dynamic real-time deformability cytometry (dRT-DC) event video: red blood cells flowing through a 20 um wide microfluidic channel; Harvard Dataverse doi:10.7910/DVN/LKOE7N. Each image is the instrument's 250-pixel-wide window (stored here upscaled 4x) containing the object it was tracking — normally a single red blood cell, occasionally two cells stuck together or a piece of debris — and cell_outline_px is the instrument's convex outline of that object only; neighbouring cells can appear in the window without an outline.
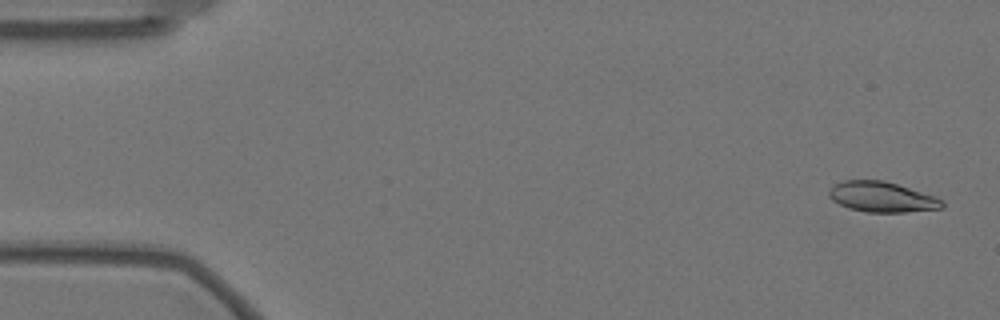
{"species": "Egyptian fruit bat (a non-hibernating species)", "species_latin": "Rousettus aegyptiacus", "temperature_condition": "warm", "stored_images_in_passage": 58, "camera_frame_rate_fps": 3000, "um_per_image_px": 0.085, "animal": {"sex": "female"}, "frame": {"image": 1, "passage_image": 2, "time_ms": 0.333, "image_size_px": [1000, 320], "cell_outline_px": [[944, 208], [904, 212], [864, 212], [848, 208], [832, 200], [828, 196], [828, 188], [832, 184], [844, 180], [884, 180], [936, 196], [944, 200]], "centroid_in_image_um": [74.94, 16.73], "position_along_channel_um": 10.1, "area_um2": 20.29}}
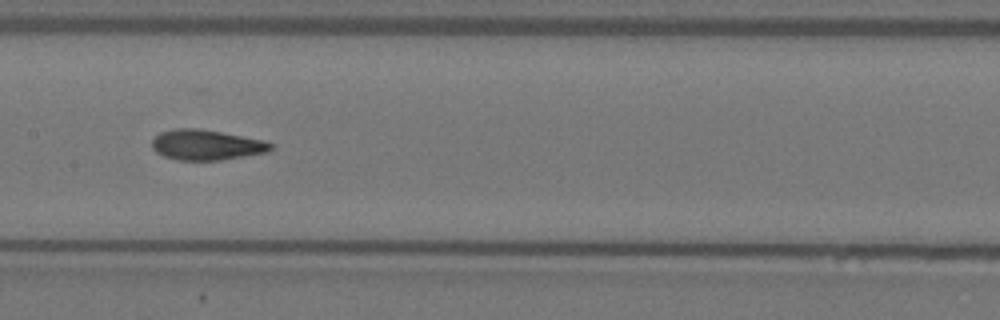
{"frame": {"image": 2, "passage_image": 28, "time_ms": 9.0, "image_size_px": [1000, 320], "cell_outline_px": [[272, 148], [268, 152], [220, 160], [176, 160], [164, 156], [156, 152], [152, 148], [152, 140], [160, 132], [176, 128], [196, 128], [220, 132], [264, 140], [272, 144]], "centroid_in_image_um": [17.52, 12.32], "position_along_channel_um": 189.9, "area_um2": 20.87}}
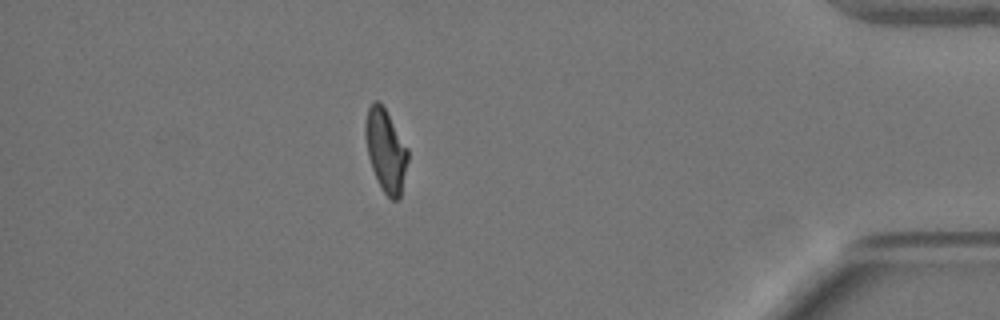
{"frame": {"image": 3, "passage_image": 50, "time_ms": 16.333, "image_size_px": [1000, 320], "cell_outline_px": [[408, 160], [400, 196], [396, 200], [392, 200], [384, 192], [372, 168], [368, 156], [364, 136], [364, 128], [368, 108], [376, 100], [384, 108], [408, 148]], "centroid_in_image_um": [32.78, 12.79], "position_along_channel_um": 402.4, "area_um2": 20.0}}